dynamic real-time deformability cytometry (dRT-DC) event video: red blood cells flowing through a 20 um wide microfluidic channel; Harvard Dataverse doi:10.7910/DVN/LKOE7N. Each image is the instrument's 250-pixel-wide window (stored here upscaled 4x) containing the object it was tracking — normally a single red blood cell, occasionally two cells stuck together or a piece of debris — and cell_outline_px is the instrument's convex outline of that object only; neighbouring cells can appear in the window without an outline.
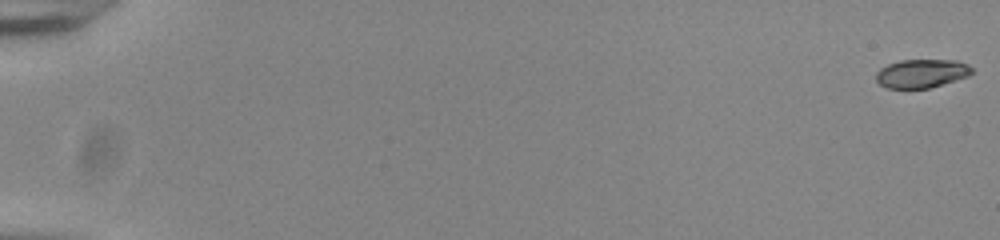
{"species": "common noctule bat (a hibernating species)", "species_latin": "Nyctalus noctula", "temperature_condition": "room temperature", "stored_images_in_passage": 56, "camera_frame_rate_fps": 3000, "um_per_image_px": 0.085, "animal": {"sex": "male", "body_mass_g": 20.0, "forearm_length_mm": 53.3}, "frame": {"image": 1, "passage_image": 1, "time_ms": 0.0, "image_size_px": [1000, 240], "cell_outline_px": [[972, 72], [968, 76], [928, 88], [888, 88], [880, 84], [876, 80], [876, 72], [880, 68], [888, 64], [900, 60], [956, 60], [968, 64], [972, 68]], "centroid_in_image_um": [78.32, 6.23], "position_along_channel_um": 6.7, "area_um2": 15.84}}
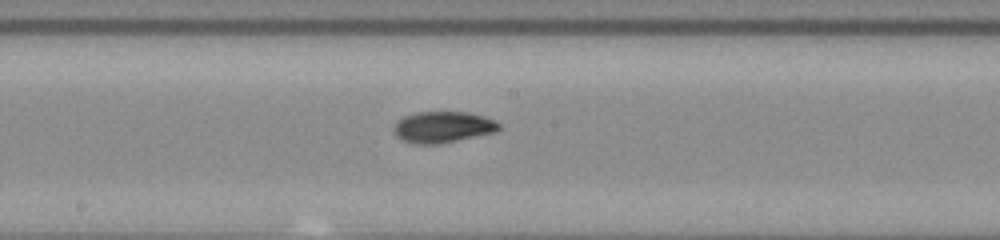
{"frame": {"image": 2, "passage_image": 32, "time_ms": 10.333, "image_size_px": [1000, 240], "cell_outline_px": [[500, 128], [496, 132], [436, 144], [416, 144], [400, 140], [392, 132], [392, 128], [396, 120], [404, 116], [416, 112], [468, 112], [484, 116], [496, 120], [500, 124]], "centroid_in_image_um": [37.6, 10.79], "position_along_channel_um": 210.6, "area_um2": 19.36}}
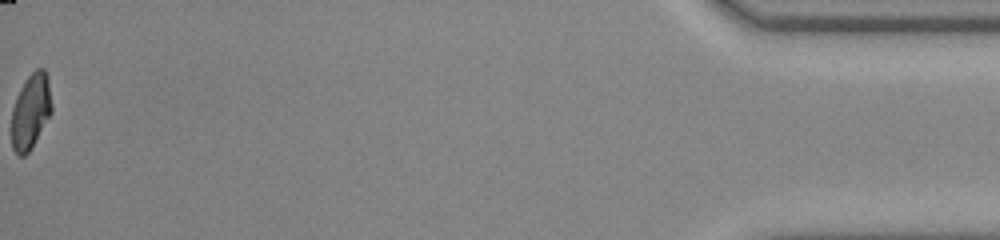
{"frame": {"image": 3, "passage_image": 56, "time_ms": 18.333, "image_size_px": [1000, 240], "cell_outline_px": [[52, 112], [28, 152], [24, 156], [20, 156], [12, 148], [12, 108], [20, 88], [28, 76], [36, 68], [44, 68], [48, 76], [52, 104]], "centroid_in_image_um": [2.62, 9.42], "position_along_channel_um": 432.6, "area_um2": 17.46}, "authors_computed_cell_mechanics": {"area_um2": 18.2359, "velocity_mm_per_s": 3.8795, "shape_relaxation_time_tau1_ms": 3.8618, "shape_relaxation_time_tau2_ms": 2.4421, "deformation_change_tau1": 0.1833, "deformation_change_tau2": 0.0668}}